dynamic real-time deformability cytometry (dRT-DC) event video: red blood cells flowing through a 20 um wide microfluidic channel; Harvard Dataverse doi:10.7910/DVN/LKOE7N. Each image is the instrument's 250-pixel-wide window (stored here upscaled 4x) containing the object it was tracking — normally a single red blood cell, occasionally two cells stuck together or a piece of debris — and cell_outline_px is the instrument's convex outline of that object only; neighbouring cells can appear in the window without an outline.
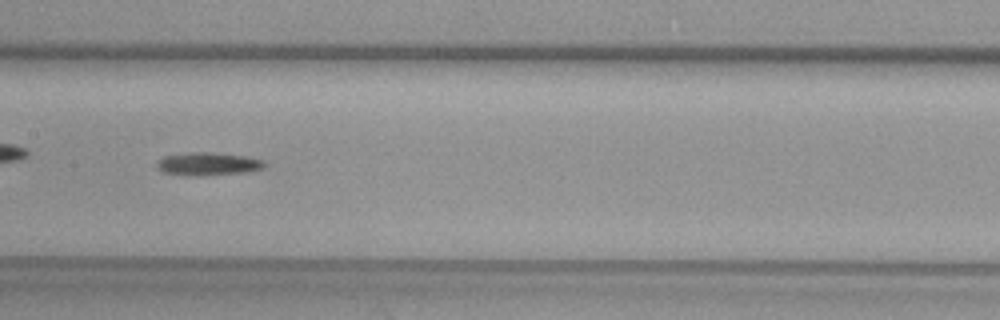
{"species": "common noctule bat (a hibernating species)", "species_latin": "Nyctalus noctula", "temperature_condition": "warm", "stored_images_in_passage": 36, "camera_frame_rate_fps": 3000, "um_per_image_px": 0.085, "animal": {"sex": "female", "body_mass_g": 29.2, "forearm_length_mm": 56.3}, "frame": {"image": 1, "passage_image": 11, "time_ms": 3.333, "image_size_px": [1000, 320], "cell_outline_px": [[268, 164], [264, 168], [248, 172], [200, 176], [196, 176], [164, 172], [156, 164], [164, 156], [192, 152], [208, 152], [244, 156], [264, 160]], "centroid_in_image_um": [17.77, 13.93], "position_along_channel_um": 189.6, "area_um2": 14.28}}
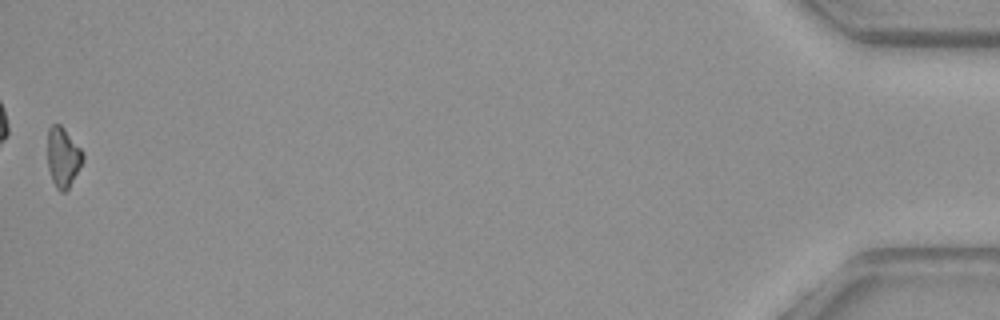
{"frame": {"image": 2, "passage_image": 36, "time_ms": 11.667, "image_size_px": [1000, 320], "cell_outline_px": [[84, 160], [68, 188], [64, 192], [60, 192], [56, 188], [52, 180], [48, 168], [48, 128], [52, 124], [60, 124], [64, 128], [80, 148], [84, 156]], "centroid_in_image_um": [5.34, 13.36], "position_along_channel_um": 429.9, "area_um2": 12.2}}